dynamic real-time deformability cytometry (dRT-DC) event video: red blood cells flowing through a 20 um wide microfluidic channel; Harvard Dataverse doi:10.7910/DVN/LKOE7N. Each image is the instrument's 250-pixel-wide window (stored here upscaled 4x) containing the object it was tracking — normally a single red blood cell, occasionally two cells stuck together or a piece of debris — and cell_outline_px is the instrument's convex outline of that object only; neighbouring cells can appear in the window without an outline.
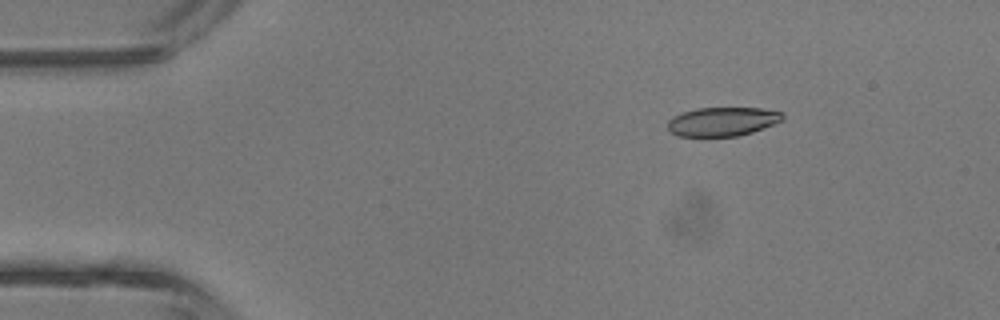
{"species": "common noctule bat (a hibernating species)", "species_latin": "Nyctalus noctula", "temperature_condition": "room temperature", "stored_images_in_passage": 4, "camera_frame_rate_fps": 3000, "um_per_image_px": 0.085, "animal": {"sex": "male", "body_mass_g": 13.3}, "frame": {"image": 1, "passage_image": 2, "time_ms": 1.0, "image_size_px": [1000, 320], "cell_outline_px": [[784, 120], [764, 128], [752, 132], [736, 136], [676, 136], [668, 132], [668, 120], [672, 116], [680, 112], [696, 108], [760, 108], [784, 112]], "centroid_in_image_um": [61.39, 10.33], "position_along_channel_um": 23.6, "area_um2": 19.65}}
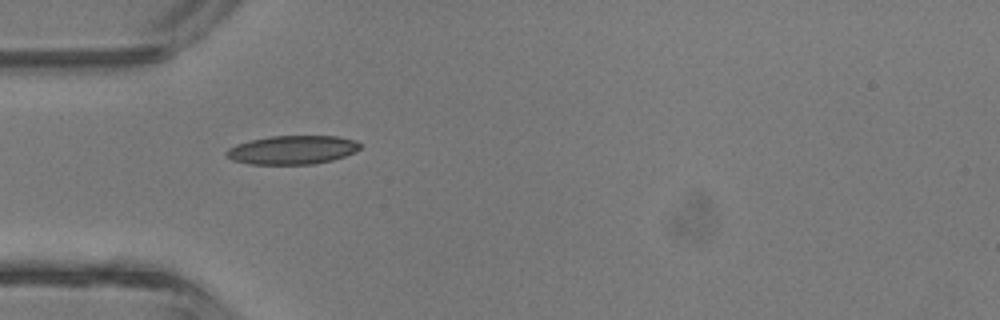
{"frame": {"image": 2, "passage_image": 4, "time_ms": 3.333, "image_size_px": [1000, 320], "cell_outline_px": [[364, 144], [356, 152], [332, 160], [312, 164], [248, 164], [232, 160], [224, 156], [224, 152], [228, 148], [236, 144], [252, 140], [272, 136], [336, 136], [356, 140]], "centroid_in_image_um": [24.85, 12.74], "position_along_channel_um": 60.1, "area_um2": 22.54}}